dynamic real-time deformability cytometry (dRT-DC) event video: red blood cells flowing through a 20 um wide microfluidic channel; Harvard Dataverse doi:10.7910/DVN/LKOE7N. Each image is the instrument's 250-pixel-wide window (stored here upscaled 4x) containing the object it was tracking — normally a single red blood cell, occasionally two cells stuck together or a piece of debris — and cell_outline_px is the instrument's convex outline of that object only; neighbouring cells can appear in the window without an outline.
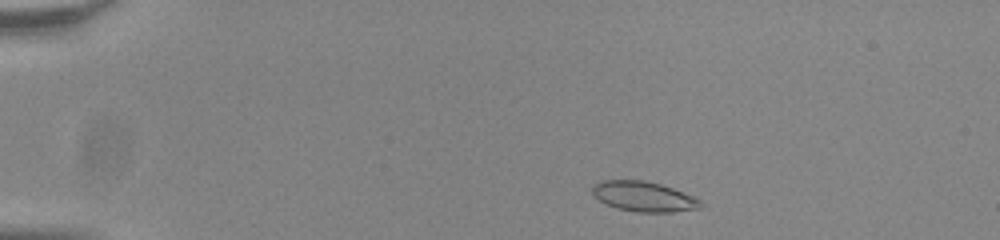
{"species": "common noctule bat (a hibernating species)", "species_latin": "Nyctalus noctula", "temperature_condition": "room temperature", "stored_images_in_passage": 47, "camera_frame_rate_fps": 3000, "um_per_image_px": 0.085, "animal": {"sex": "male", "body_mass_g": 20.0, "forearm_length_mm": 53.3}, "frame": {"image": 1, "passage_image": 3, "time_ms": 0.667, "image_size_px": [1000, 240], "cell_outline_px": [[704, 204], [700, 208], [672, 212], [636, 212], [616, 208], [600, 200], [592, 192], [592, 188], [600, 180], [640, 180], [660, 184], [672, 188], [692, 196], [700, 200]], "centroid_in_image_um": [54.73, 16.71], "position_along_channel_um": 30.3, "area_um2": 18.73}}
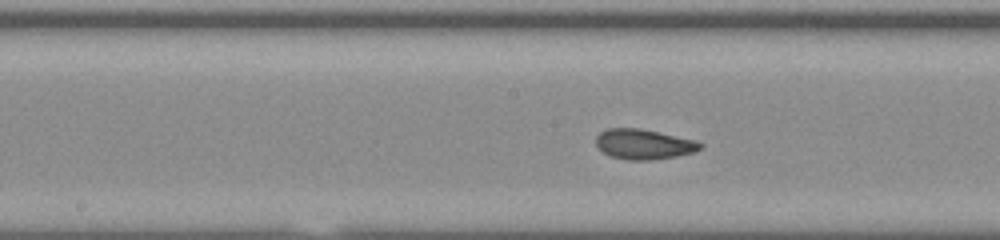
{"frame": {"image": 2, "passage_image": 22, "time_ms": 7.0, "image_size_px": [1000, 240], "cell_outline_px": [[704, 148], [696, 152], [676, 156], [652, 160], [628, 160], [612, 156], [604, 152], [596, 144], [596, 136], [600, 132], [608, 128], [640, 128], [696, 140], [704, 144]], "centroid_in_image_um": [54.78, 12.25], "position_along_channel_um": 193.4, "area_um2": 18.38}}
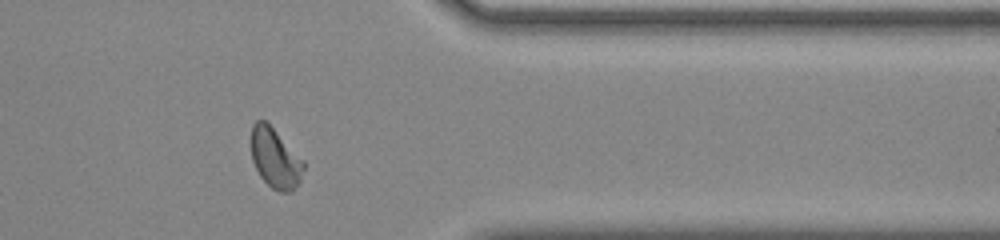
{"frame": {"image": 3, "passage_image": 38, "time_ms": 12.333, "image_size_px": [1000, 240], "cell_outline_px": [[304, 168], [300, 180], [292, 192], [280, 192], [272, 188], [260, 176], [252, 160], [252, 124], [256, 120], [264, 120], [304, 160]], "centroid_in_image_um": [23.4, 13.47], "position_along_channel_um": 388.0, "area_um2": 17.98}, "authors_computed_cell_mechanics": {"area_um2": 18.3226, "velocity_mm_per_s": 3.8275, "shape_relaxation_time_tau1_ms": 5.8254, "shape_relaxation_time_tau2_ms": 1.3351, "deformation_change_tau1": 0.1398, "deformation_change_tau2": 0.0513}}